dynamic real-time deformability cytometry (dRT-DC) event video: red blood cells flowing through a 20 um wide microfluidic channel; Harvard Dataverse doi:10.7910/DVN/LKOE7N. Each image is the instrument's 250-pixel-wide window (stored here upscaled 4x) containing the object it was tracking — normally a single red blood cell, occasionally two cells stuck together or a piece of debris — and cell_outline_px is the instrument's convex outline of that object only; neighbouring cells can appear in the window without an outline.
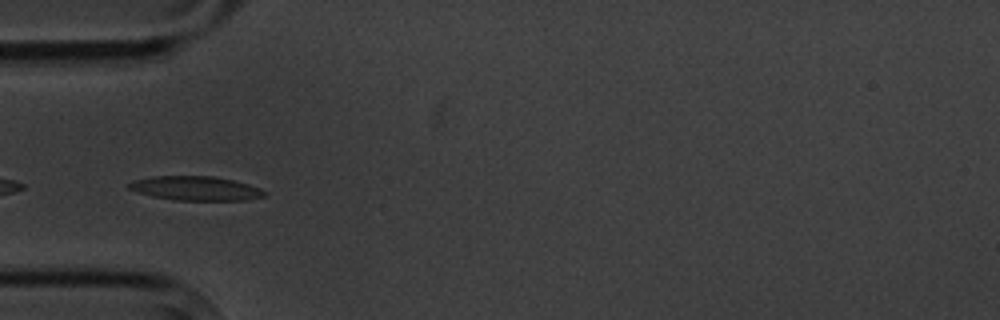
{"species": "common noctule bat (a hibernating species)", "species_latin": "Nyctalus noctula", "temperature_condition": "cold", "stored_images_in_passage": 6, "camera_frame_rate_fps": 3000, "um_per_image_px": 0.085, "animal": {"sex": "male", "body_mass_g": 20.1, "forearm_length_mm": 53.5}, "frame": {"image": 1, "passage_image": 4, "time_ms": 3.667, "image_size_px": [1000, 320], "cell_outline_px": [[268, 192], [264, 196], [244, 200], [172, 200], [152, 196], [136, 192], [128, 188], [128, 184], [132, 180], [152, 176], [212, 176], [232, 180], [248, 184], [260, 188]], "centroid_in_image_um": [16.6, 16.01], "position_along_channel_um": 68.4, "area_um2": 19.13}}
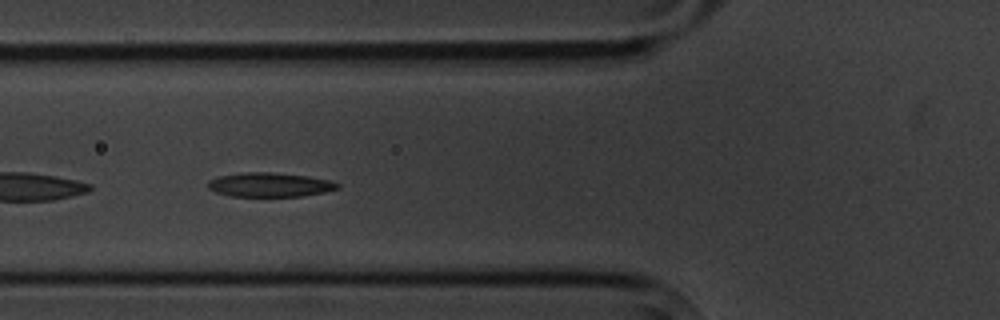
{"frame": {"image": 2, "passage_image": 5, "time_ms": 4.667, "image_size_px": [1000, 320], "cell_outline_px": [[340, 188], [324, 192], [300, 196], [228, 196], [216, 192], [208, 188], [208, 180], [216, 176], [240, 172], [272, 172], [308, 176], [328, 180], [340, 184]], "centroid_in_image_um": [22.88, 15.69], "position_along_channel_um": 102.9, "area_um2": 18.38}}